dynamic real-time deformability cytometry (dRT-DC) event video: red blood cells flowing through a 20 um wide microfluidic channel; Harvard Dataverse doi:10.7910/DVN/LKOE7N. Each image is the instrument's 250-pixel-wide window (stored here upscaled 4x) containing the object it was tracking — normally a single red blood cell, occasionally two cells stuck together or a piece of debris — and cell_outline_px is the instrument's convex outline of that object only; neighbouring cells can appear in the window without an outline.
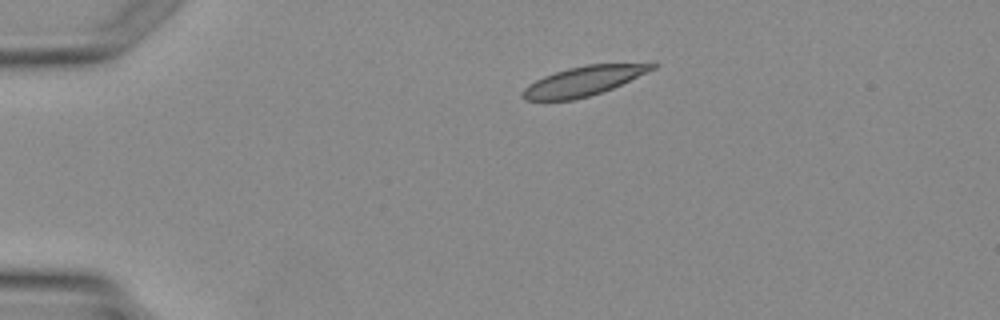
{"species": "Egyptian fruit bat (a non-hibernating species)", "species_latin": "Rousettus aegyptiacus", "temperature_condition": "warm", "stored_images_in_passage": 2, "camera_frame_rate_fps": 3000, "um_per_image_px": 0.085, "animal": {"sex": "female"}, "frame": {"image": 1, "passage_image": 2, "time_ms": 1.333, "image_size_px": [1000, 320], "cell_outline_px": [[656, 68], [612, 88], [588, 96], [572, 100], [524, 100], [520, 96], [524, 88], [528, 84], [544, 76], [568, 68], [588, 64], [652, 60], [656, 64]], "centroid_in_image_um": [49.7, 6.83], "position_along_channel_um": 35.3, "area_um2": 22.72}}